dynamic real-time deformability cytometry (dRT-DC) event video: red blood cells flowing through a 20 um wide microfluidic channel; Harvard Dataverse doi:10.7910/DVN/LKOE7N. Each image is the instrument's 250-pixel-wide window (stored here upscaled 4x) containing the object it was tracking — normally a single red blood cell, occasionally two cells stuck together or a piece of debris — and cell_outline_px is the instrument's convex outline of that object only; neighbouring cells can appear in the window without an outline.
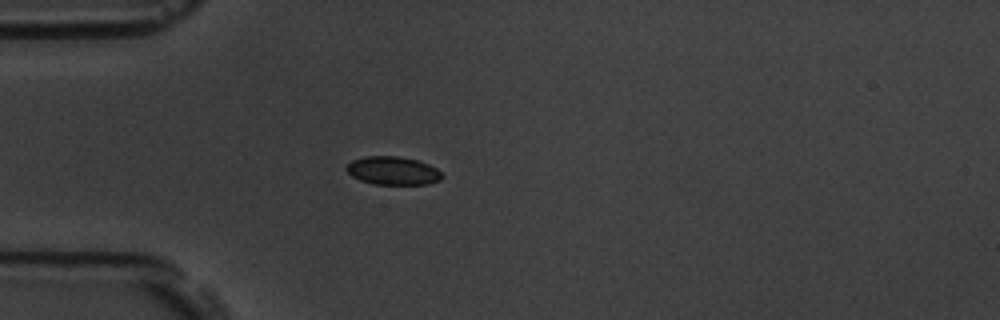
{"species": "common noctule bat (a hibernating species)", "species_latin": "Nyctalus noctula", "temperature_condition": "room temperature", "stored_images_in_passage": 4, "camera_frame_rate_fps": 3000, "um_per_image_px": 0.085, "animal": {"sex": "male", "body_mass_g": 19.5, "forearm_length_mm": 54.6}, "frame": {"image": 1, "passage_image": 4, "time_ms": 1.0, "image_size_px": [1000, 320], "cell_outline_px": [[444, 176], [440, 180], [428, 184], [376, 184], [360, 180], [352, 176], [344, 168], [352, 160], [364, 156], [396, 156], [416, 160], [428, 164], [436, 168]], "centroid_in_image_um": [33.38, 14.51], "position_along_channel_um": 51.6, "area_um2": 15.66}}